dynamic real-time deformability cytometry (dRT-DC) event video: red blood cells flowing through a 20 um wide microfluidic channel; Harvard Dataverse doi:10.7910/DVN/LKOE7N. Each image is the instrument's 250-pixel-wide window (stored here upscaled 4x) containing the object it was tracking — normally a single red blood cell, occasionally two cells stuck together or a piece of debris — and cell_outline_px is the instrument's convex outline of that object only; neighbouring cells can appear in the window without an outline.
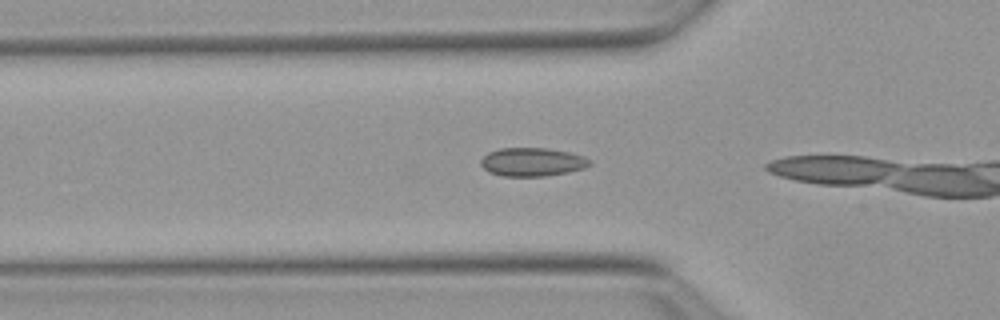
{"species": "Egyptian fruit bat (a non-hibernating species)", "species_latin": "Rousettus aegyptiacus", "temperature_condition": "warm", "stored_images_in_passage": 7, "camera_frame_rate_fps": 3000, "um_per_image_px": 0.085, "animal": {"sex": "female"}, "frame": {"image": 1, "passage_image": 3, "time_ms": 0.667, "image_size_px": [1000, 320], "cell_outline_px": [[592, 164], [584, 168], [568, 172], [544, 176], [504, 176], [488, 172], [480, 164], [480, 160], [488, 152], [500, 148], [548, 148], [572, 152], [584, 156], [592, 160]], "centroid_in_image_um": [45.27, 13.76], "position_along_channel_um": 80.5, "area_um2": 18.26}}
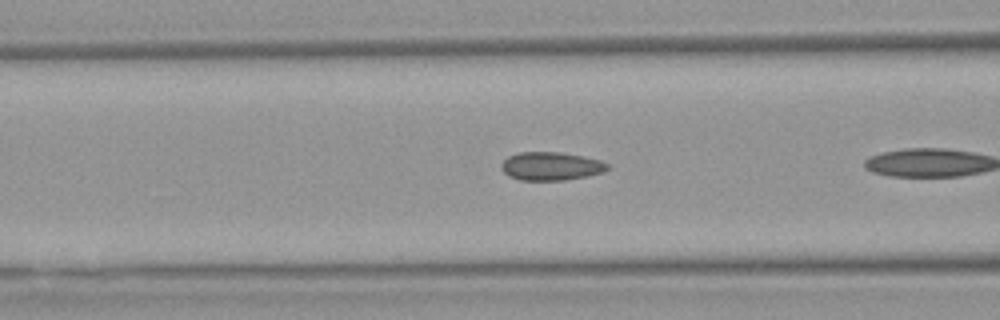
{"frame": {"image": 2, "passage_image": 6, "time_ms": 1.667, "image_size_px": [1000, 320], "cell_outline_px": [[608, 168], [604, 172], [588, 176], [564, 180], [520, 180], [508, 176], [500, 168], [500, 164], [508, 156], [520, 152], [560, 152], [600, 160], [608, 164]], "centroid_in_image_um": [46.8, 14.13], "position_along_channel_um": 119.8, "area_um2": 17.51}}